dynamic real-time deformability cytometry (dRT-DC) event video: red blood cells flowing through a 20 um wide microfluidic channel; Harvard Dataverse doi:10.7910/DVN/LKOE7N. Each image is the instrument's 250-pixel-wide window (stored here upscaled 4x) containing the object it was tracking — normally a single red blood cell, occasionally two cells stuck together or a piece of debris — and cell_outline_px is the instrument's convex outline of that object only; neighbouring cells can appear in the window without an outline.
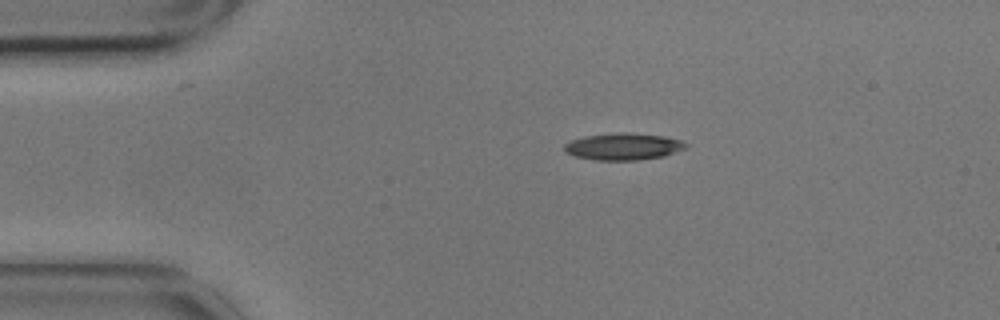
{"species": "common noctule bat (a hibernating species)", "species_latin": "Nyctalus noctula", "temperature_condition": "cold", "stored_images_in_passage": 4, "camera_frame_rate_fps": 3000, "um_per_image_px": 0.085, "animal": {"sex": "male", "body_mass_g": 17.9}, "frame": {"image": 1, "passage_image": 1, "time_ms": 0.0, "image_size_px": [1000, 320], "cell_outline_px": [[688, 148], [664, 156], [640, 160], [596, 160], [576, 156], [564, 152], [564, 144], [572, 140], [584, 136], [620, 132], [628, 132], [668, 136], [680, 140], [688, 144]], "centroid_in_image_um": [53.03, 12.45], "position_along_channel_um": 32.0, "area_um2": 19.25}}
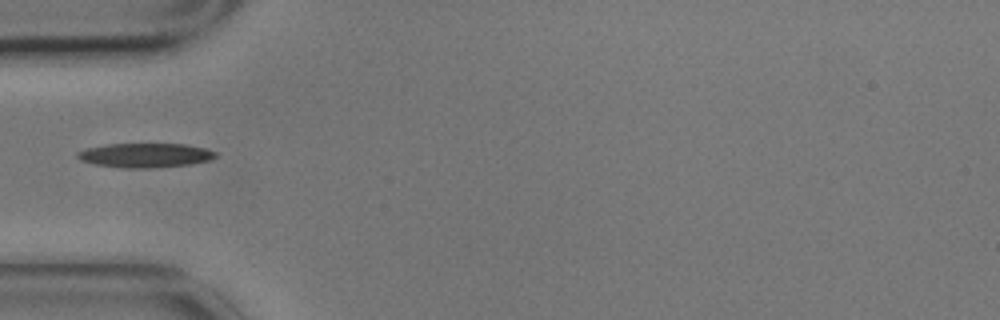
{"frame": {"image": 2, "passage_image": 3, "time_ms": 0.667, "image_size_px": [1000, 320], "cell_outline_px": [[216, 156], [208, 160], [188, 164], [148, 168], [124, 168], [96, 164], [80, 160], [76, 156], [76, 152], [88, 148], [108, 144], [184, 144], [204, 148], [216, 152]], "centroid_in_image_um": [12.3, 13.19], "position_along_channel_um": 72.7, "area_um2": 19.25}}